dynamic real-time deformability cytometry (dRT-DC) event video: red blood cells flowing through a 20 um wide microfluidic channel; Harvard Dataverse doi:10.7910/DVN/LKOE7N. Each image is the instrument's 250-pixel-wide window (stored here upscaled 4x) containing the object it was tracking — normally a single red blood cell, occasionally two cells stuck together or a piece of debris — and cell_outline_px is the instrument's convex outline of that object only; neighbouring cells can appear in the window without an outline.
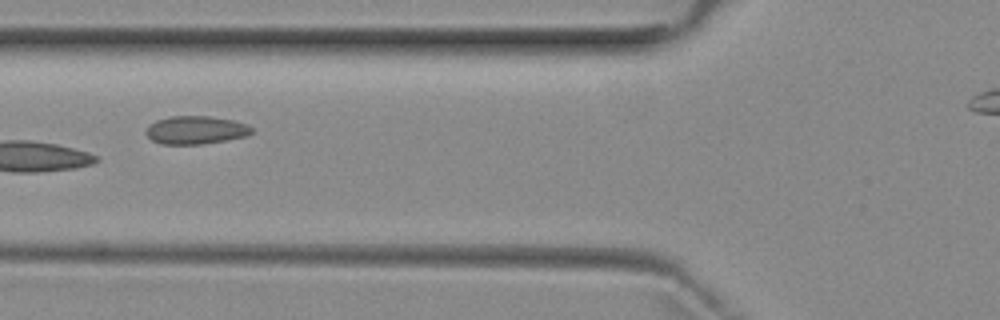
{"species": "common noctule bat (a hibernating species)", "species_latin": "Nyctalus noctula", "temperature_condition": "room temperature", "stored_images_in_passage": 7, "segment_of_instrument_passage": [1, 2], "camera_frame_rate_fps": 3000, "um_per_image_px": 0.085, "animal": {"sex": "female", "body_mass_g": 29.2, "forearm_length_mm": 56.3}, "frame": {"image": 1, "passage_image": 4, "time_ms": 3.333, "image_size_px": [1000, 320], "cell_outline_px": [[252, 132], [248, 136], [200, 144], [160, 144], [152, 140], [144, 132], [156, 120], [168, 116], [212, 116], [232, 120], [248, 124], [252, 128]], "centroid_in_image_um": [16.65, 11.05], "position_along_channel_um": 109.2, "area_um2": 17.28}}
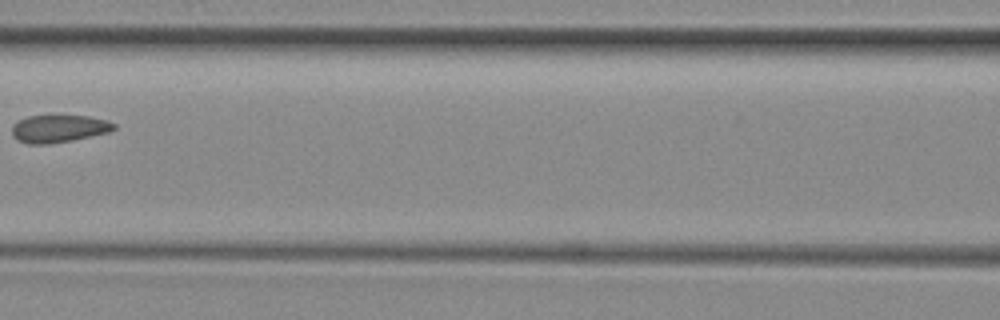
{"frame": {"image": 2, "passage_image": 5, "time_ms": 4.667, "image_size_px": [1000, 320], "cell_outline_px": [[116, 128], [108, 132], [72, 140], [44, 144], [32, 144], [20, 140], [12, 136], [12, 124], [28, 116], [52, 112], [88, 116], [104, 120], [116, 124]], "centroid_in_image_um": [4.97, 10.87], "position_along_channel_um": 161.6, "area_um2": 16.88}}
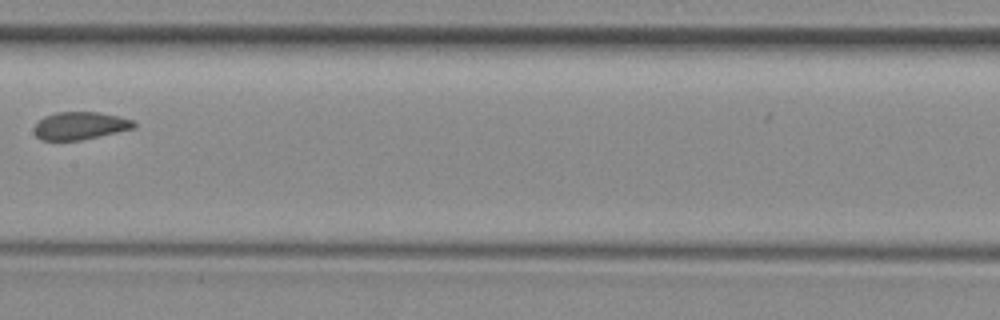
{"frame": {"image": 3, "passage_image": 6, "time_ms": 5.667, "image_size_px": [1000, 320], "cell_outline_px": [[136, 128], [80, 140], [40, 140], [36, 136], [32, 128], [44, 116], [56, 112], [100, 112], [120, 116], [136, 120]], "centroid_in_image_um": [6.83, 10.68], "position_along_channel_um": 200.6, "area_um2": 16.3}}